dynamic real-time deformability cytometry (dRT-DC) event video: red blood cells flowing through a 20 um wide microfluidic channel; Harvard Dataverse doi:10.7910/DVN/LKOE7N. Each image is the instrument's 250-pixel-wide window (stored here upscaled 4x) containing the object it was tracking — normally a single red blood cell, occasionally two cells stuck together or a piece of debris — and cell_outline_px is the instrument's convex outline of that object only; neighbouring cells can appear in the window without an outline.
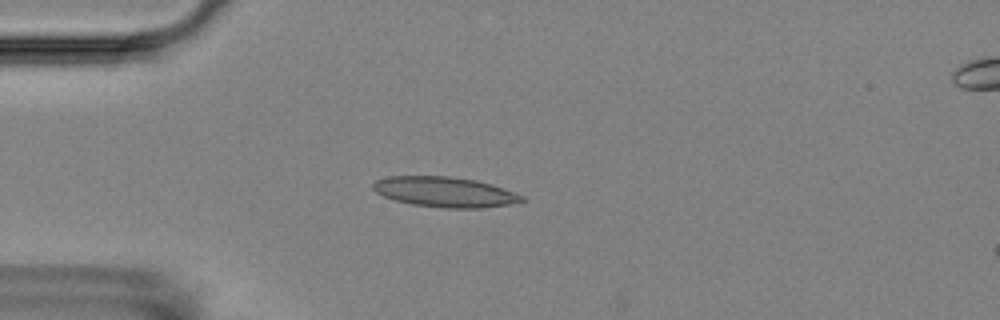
{"species": "Egyptian fruit bat (a non-hibernating species)", "species_latin": "Rousettus aegyptiacus", "temperature_condition": "room temperature", "stored_images_in_passage": 5, "camera_frame_rate_fps": 3000, "um_per_image_px": 0.085, "animal": {"sex": "female"}, "frame": {"image": 1, "passage_image": 4, "time_ms": 3.333, "image_size_px": [1000, 320], "cell_outline_px": [[528, 200], [512, 204], [484, 208], [444, 208], [412, 204], [396, 200], [384, 196], [376, 192], [372, 188], [372, 184], [376, 180], [388, 176], [448, 176], [476, 180], [492, 184], [524, 196]], "centroid_in_image_um": [37.84, 16.32], "position_along_channel_um": 47.2, "area_um2": 26.3}}